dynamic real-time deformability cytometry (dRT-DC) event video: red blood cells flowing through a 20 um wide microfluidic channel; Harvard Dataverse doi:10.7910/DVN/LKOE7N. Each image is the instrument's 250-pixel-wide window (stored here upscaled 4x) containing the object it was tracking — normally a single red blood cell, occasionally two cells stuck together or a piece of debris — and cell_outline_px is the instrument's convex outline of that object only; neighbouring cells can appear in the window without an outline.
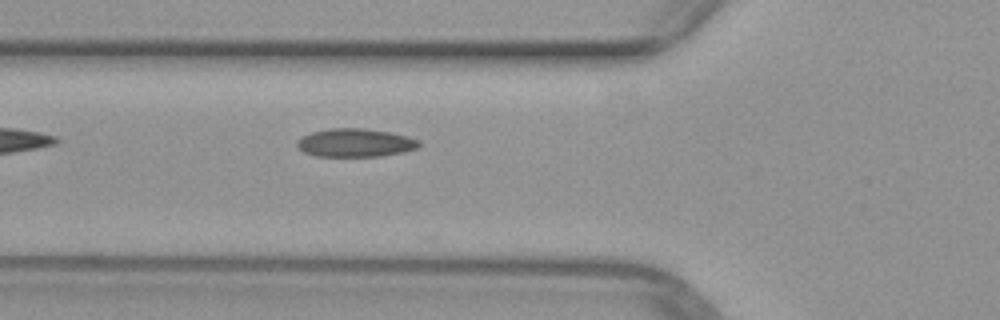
{"species": "common noctule bat (a hibernating species)", "species_latin": "Nyctalus noctula", "temperature_condition": "warm", "stored_images_in_passage": 38, "camera_frame_rate_fps": 3000, "um_per_image_px": 0.085, "animal": {"sex": "female", "body_mass_g": 29.2, "forearm_length_mm": 56.3}, "frame": {"image": 1, "passage_image": 5, "time_ms": 1.333, "image_size_px": [1000, 320], "cell_outline_px": [[420, 144], [416, 148], [404, 152], [380, 156], [316, 156], [304, 152], [296, 144], [304, 136], [312, 132], [328, 128], [364, 128], [388, 132], [408, 136], [420, 140]], "centroid_in_image_um": [30.23, 12.13], "position_along_channel_um": 95.6, "area_um2": 19.94}}
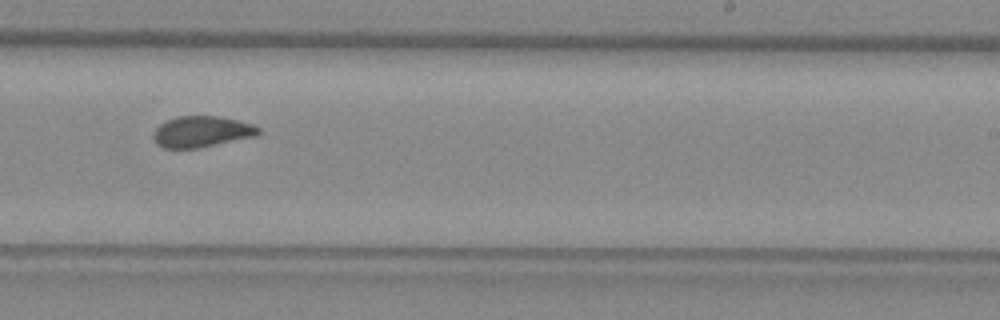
{"frame": {"image": 2, "passage_image": 18, "time_ms": 5.667, "image_size_px": [1000, 320], "cell_outline_px": [[260, 132], [256, 136], [200, 148], [164, 148], [156, 144], [152, 136], [156, 128], [160, 124], [176, 116], [220, 116], [252, 124], [260, 128]], "centroid_in_image_um": [17.13, 11.2], "position_along_channel_um": 271.9, "area_um2": 19.07}}
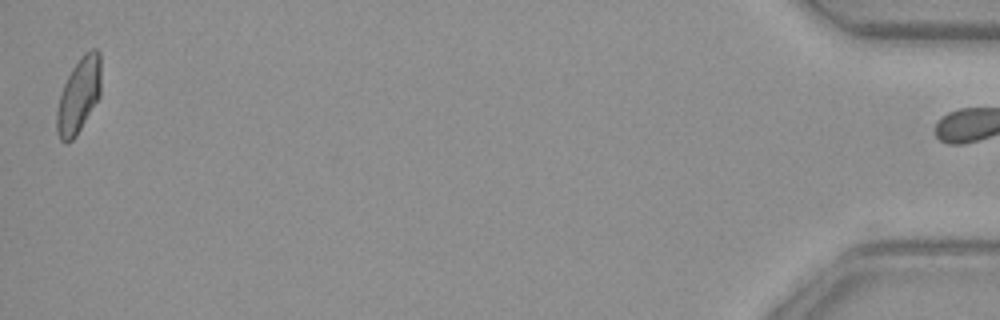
{"frame": {"image": 3, "passage_image": 37, "time_ms": 12.0, "image_size_px": [1000, 320], "cell_outline_px": [[100, 96], [76, 136], [72, 140], [64, 144], [60, 140], [56, 132], [56, 112], [60, 92], [72, 68], [80, 56], [84, 52], [92, 48], [96, 48], [100, 52]], "centroid_in_image_um": [6.68, 8.11], "position_along_channel_um": 428.5, "area_um2": 19.59}}